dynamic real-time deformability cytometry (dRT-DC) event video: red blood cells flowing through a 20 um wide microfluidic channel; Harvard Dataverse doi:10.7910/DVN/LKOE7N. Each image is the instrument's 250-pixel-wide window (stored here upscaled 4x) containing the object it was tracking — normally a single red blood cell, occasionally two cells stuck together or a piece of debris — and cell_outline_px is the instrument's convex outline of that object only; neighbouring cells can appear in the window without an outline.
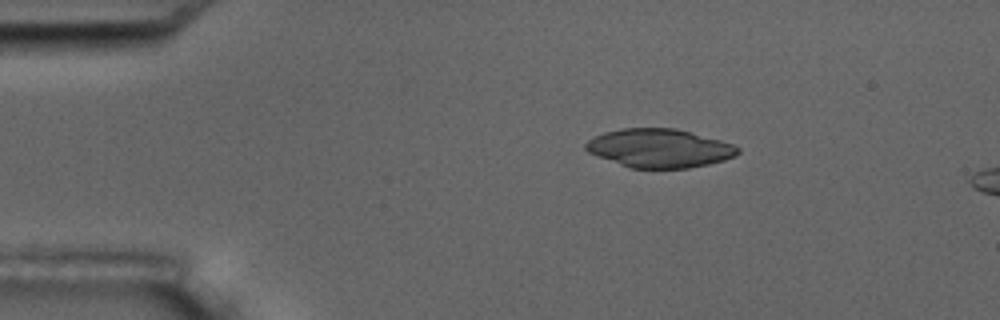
{"species": "common noctule bat (a hibernating species)", "species_latin": "Nyctalus noctula", "temperature_condition": "room temperature", "stored_images_in_passage": 4, "camera_frame_rate_fps": 3000, "um_per_image_px": 0.085, "animal": {"sex": "male", "body_mass_g": 17.5, "forearm_length_mm": 52.3}, "frame": {"image": 1, "passage_image": 2, "time_ms": 1.0, "image_size_px": [1000, 320], "cell_outline_px": [[740, 152], [736, 156], [724, 160], [708, 164], [688, 168], [632, 168], [596, 156], [588, 152], [584, 148], [584, 144], [588, 140], [604, 132], [624, 128], [676, 128], [720, 140], [732, 144], [740, 148]], "centroid_in_image_um": [56.05, 12.6], "position_along_channel_um": 29.0, "area_um2": 34.16}}